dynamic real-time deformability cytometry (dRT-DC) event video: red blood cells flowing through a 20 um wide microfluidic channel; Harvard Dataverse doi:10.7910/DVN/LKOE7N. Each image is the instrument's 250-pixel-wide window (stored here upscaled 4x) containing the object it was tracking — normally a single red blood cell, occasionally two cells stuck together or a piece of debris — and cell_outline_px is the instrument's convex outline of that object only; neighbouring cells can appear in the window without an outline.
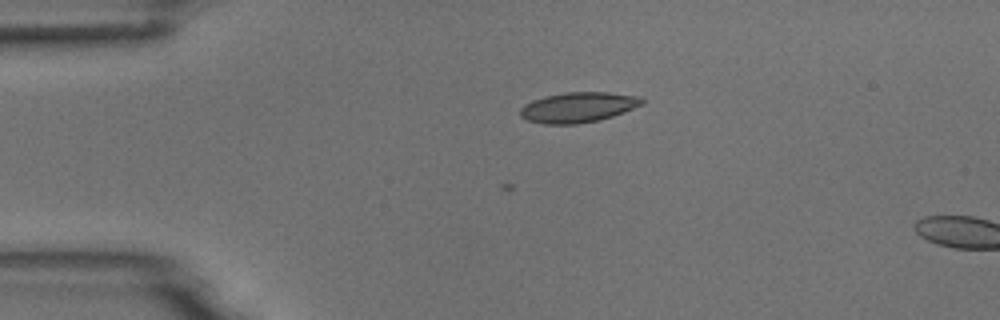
{"species": "common noctule bat (a hibernating species)", "species_latin": "Nyctalus noctula", "temperature_condition": "room temperature", "stored_images_in_passage": 8, "camera_frame_rate_fps": 3000, "um_per_image_px": 0.085, "animal": {"sex": "male", "body_mass_g": 18.8}, "frame": {"image": 1, "passage_image": 8, "time_ms": 2.333, "image_size_px": [1000, 320], "cell_outline_px": [[644, 104], [624, 112], [600, 120], [576, 124], [544, 124], [528, 120], [520, 116], [520, 108], [524, 104], [532, 100], [544, 96], [564, 92], [608, 92], [640, 96], [644, 100]], "centroid_in_image_um": [49.14, 9.11], "position_along_channel_um": 35.9, "area_um2": 21.62}}